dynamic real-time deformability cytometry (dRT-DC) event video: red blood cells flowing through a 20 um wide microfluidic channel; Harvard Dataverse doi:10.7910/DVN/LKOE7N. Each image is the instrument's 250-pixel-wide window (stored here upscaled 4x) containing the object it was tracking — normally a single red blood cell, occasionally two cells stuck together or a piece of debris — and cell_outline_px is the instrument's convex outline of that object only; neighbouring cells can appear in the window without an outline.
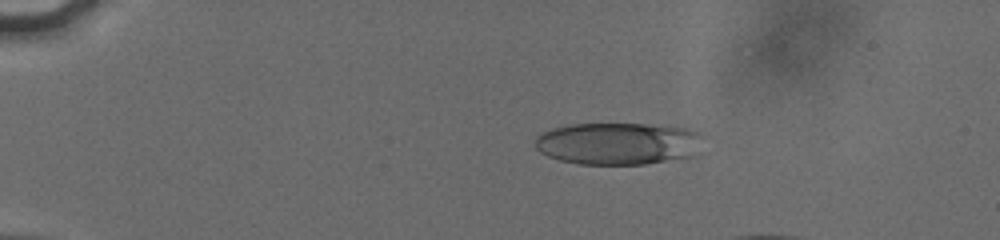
{"species": "human", "species_latin": "Homo sapiens", "temperature_condition": "cold", "stored_images_in_passage": 47, "camera_frame_rate_fps": 3000, "um_per_image_px": 0.085, "donor": {"sex": "male"}, "frame": {"image": 1, "passage_image": 12, "time_ms": 3.333, "image_size_px": [1000, 240], "cell_outline_px": [[704, 136], [696, 156], [644, 164], [580, 164], [560, 160], [548, 156], [540, 152], [536, 148], [536, 136], [552, 128], [568, 124], [644, 124], [688, 128]], "centroid_in_image_um": [52.57, 12.2], "position_along_channel_um": 32.4, "area_um2": 41.5}}
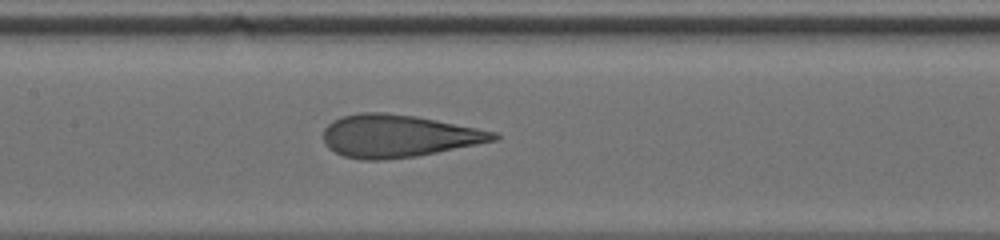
{"frame": {"image": 2, "passage_image": 32, "time_ms": 9.0, "image_size_px": [1000, 240], "cell_outline_px": [[500, 136], [496, 140], [416, 156], [384, 160], [364, 160], [344, 156], [328, 148], [324, 144], [324, 128], [332, 120], [344, 116], [360, 112], [384, 112], [416, 116], [496, 132]], "centroid_in_image_um": [33.8, 11.55], "position_along_channel_um": 173.6, "area_um2": 41.91}}
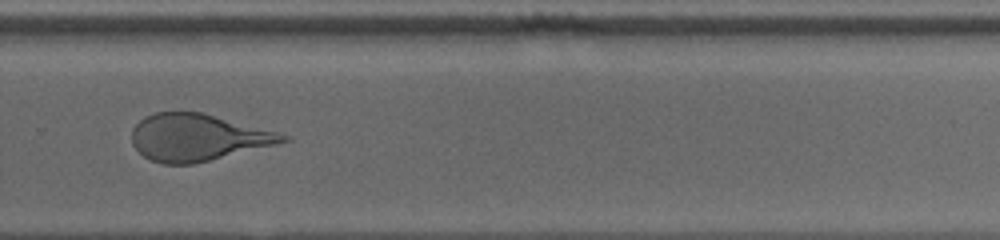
{"frame": {"image": 3, "passage_image": 46, "time_ms": 12.667, "image_size_px": [1000, 240], "cell_outline_px": [[292, 140], [276, 144], [192, 164], [164, 164], [152, 160], [144, 156], [132, 144], [132, 128], [144, 116], [156, 112], [200, 112], [276, 132], [288, 136]], "centroid_in_image_um": [16.75, 11.68], "position_along_channel_um": 313.1, "area_um2": 40.58}}